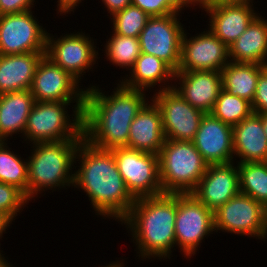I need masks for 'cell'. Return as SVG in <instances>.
Masks as SVG:
<instances>
[{
	"mask_svg": "<svg viewBox=\"0 0 267 267\" xmlns=\"http://www.w3.org/2000/svg\"><path fill=\"white\" fill-rule=\"evenodd\" d=\"M254 0H213L212 4H245L253 6Z\"/></svg>",
	"mask_w": 267,
	"mask_h": 267,
	"instance_id": "obj_39",
	"label": "cell"
},
{
	"mask_svg": "<svg viewBox=\"0 0 267 267\" xmlns=\"http://www.w3.org/2000/svg\"><path fill=\"white\" fill-rule=\"evenodd\" d=\"M164 142L162 114L151 99V102H148L133 119L127 147L158 155Z\"/></svg>",
	"mask_w": 267,
	"mask_h": 267,
	"instance_id": "obj_20",
	"label": "cell"
},
{
	"mask_svg": "<svg viewBox=\"0 0 267 267\" xmlns=\"http://www.w3.org/2000/svg\"><path fill=\"white\" fill-rule=\"evenodd\" d=\"M187 3L193 7L197 4L199 8H202V10L208 6H211L213 3V0H186Z\"/></svg>",
	"mask_w": 267,
	"mask_h": 267,
	"instance_id": "obj_41",
	"label": "cell"
},
{
	"mask_svg": "<svg viewBox=\"0 0 267 267\" xmlns=\"http://www.w3.org/2000/svg\"><path fill=\"white\" fill-rule=\"evenodd\" d=\"M240 192L267 205V162L237 164Z\"/></svg>",
	"mask_w": 267,
	"mask_h": 267,
	"instance_id": "obj_27",
	"label": "cell"
},
{
	"mask_svg": "<svg viewBox=\"0 0 267 267\" xmlns=\"http://www.w3.org/2000/svg\"><path fill=\"white\" fill-rule=\"evenodd\" d=\"M45 54L0 55V94L30 90L38 63Z\"/></svg>",
	"mask_w": 267,
	"mask_h": 267,
	"instance_id": "obj_22",
	"label": "cell"
},
{
	"mask_svg": "<svg viewBox=\"0 0 267 267\" xmlns=\"http://www.w3.org/2000/svg\"><path fill=\"white\" fill-rule=\"evenodd\" d=\"M252 113L251 102L231 95L223 88L220 90L219 96L210 112L212 116L232 127L249 117Z\"/></svg>",
	"mask_w": 267,
	"mask_h": 267,
	"instance_id": "obj_29",
	"label": "cell"
},
{
	"mask_svg": "<svg viewBox=\"0 0 267 267\" xmlns=\"http://www.w3.org/2000/svg\"><path fill=\"white\" fill-rule=\"evenodd\" d=\"M35 0H0V15L32 10Z\"/></svg>",
	"mask_w": 267,
	"mask_h": 267,
	"instance_id": "obj_35",
	"label": "cell"
},
{
	"mask_svg": "<svg viewBox=\"0 0 267 267\" xmlns=\"http://www.w3.org/2000/svg\"><path fill=\"white\" fill-rule=\"evenodd\" d=\"M192 142L208 165L234 161L233 127L210 113L202 117Z\"/></svg>",
	"mask_w": 267,
	"mask_h": 267,
	"instance_id": "obj_16",
	"label": "cell"
},
{
	"mask_svg": "<svg viewBox=\"0 0 267 267\" xmlns=\"http://www.w3.org/2000/svg\"><path fill=\"white\" fill-rule=\"evenodd\" d=\"M176 194L162 193L135 199L129 213L120 221L132 232L139 257L164 260L176 245ZM136 241V242H135Z\"/></svg>",
	"mask_w": 267,
	"mask_h": 267,
	"instance_id": "obj_3",
	"label": "cell"
},
{
	"mask_svg": "<svg viewBox=\"0 0 267 267\" xmlns=\"http://www.w3.org/2000/svg\"><path fill=\"white\" fill-rule=\"evenodd\" d=\"M180 13L150 17L139 35L141 53L153 55L165 62L174 72L181 60L184 25Z\"/></svg>",
	"mask_w": 267,
	"mask_h": 267,
	"instance_id": "obj_9",
	"label": "cell"
},
{
	"mask_svg": "<svg viewBox=\"0 0 267 267\" xmlns=\"http://www.w3.org/2000/svg\"><path fill=\"white\" fill-rule=\"evenodd\" d=\"M129 76L121 83L126 88L136 90H151L158 83H166L174 79L175 72L161 59L153 55L141 53L134 66L130 69Z\"/></svg>",
	"mask_w": 267,
	"mask_h": 267,
	"instance_id": "obj_25",
	"label": "cell"
},
{
	"mask_svg": "<svg viewBox=\"0 0 267 267\" xmlns=\"http://www.w3.org/2000/svg\"><path fill=\"white\" fill-rule=\"evenodd\" d=\"M35 101L73 102L74 109H84L86 90L67 71L44 56L38 63L30 88Z\"/></svg>",
	"mask_w": 267,
	"mask_h": 267,
	"instance_id": "obj_13",
	"label": "cell"
},
{
	"mask_svg": "<svg viewBox=\"0 0 267 267\" xmlns=\"http://www.w3.org/2000/svg\"><path fill=\"white\" fill-rule=\"evenodd\" d=\"M179 13L184 9V7H190L186 0H167Z\"/></svg>",
	"mask_w": 267,
	"mask_h": 267,
	"instance_id": "obj_40",
	"label": "cell"
},
{
	"mask_svg": "<svg viewBox=\"0 0 267 267\" xmlns=\"http://www.w3.org/2000/svg\"><path fill=\"white\" fill-rule=\"evenodd\" d=\"M131 5L139 7L150 17L179 13L167 0H131Z\"/></svg>",
	"mask_w": 267,
	"mask_h": 267,
	"instance_id": "obj_33",
	"label": "cell"
},
{
	"mask_svg": "<svg viewBox=\"0 0 267 267\" xmlns=\"http://www.w3.org/2000/svg\"><path fill=\"white\" fill-rule=\"evenodd\" d=\"M150 16L139 7L130 5L115 13L113 22V32L118 35L139 38Z\"/></svg>",
	"mask_w": 267,
	"mask_h": 267,
	"instance_id": "obj_31",
	"label": "cell"
},
{
	"mask_svg": "<svg viewBox=\"0 0 267 267\" xmlns=\"http://www.w3.org/2000/svg\"><path fill=\"white\" fill-rule=\"evenodd\" d=\"M70 103L72 102L35 101L27 119L24 141L28 139L32 145L77 138L83 132L84 109H73L74 118L70 117L67 112Z\"/></svg>",
	"mask_w": 267,
	"mask_h": 267,
	"instance_id": "obj_6",
	"label": "cell"
},
{
	"mask_svg": "<svg viewBox=\"0 0 267 267\" xmlns=\"http://www.w3.org/2000/svg\"><path fill=\"white\" fill-rule=\"evenodd\" d=\"M29 201L17 187L0 182V213L6 215L11 221L15 220L21 208L24 209Z\"/></svg>",
	"mask_w": 267,
	"mask_h": 267,
	"instance_id": "obj_32",
	"label": "cell"
},
{
	"mask_svg": "<svg viewBox=\"0 0 267 267\" xmlns=\"http://www.w3.org/2000/svg\"><path fill=\"white\" fill-rule=\"evenodd\" d=\"M81 1L83 0H58V12L60 13V15L62 14H69V12L71 13V11L74 12L73 9H76L75 7H77ZM78 4V5H77Z\"/></svg>",
	"mask_w": 267,
	"mask_h": 267,
	"instance_id": "obj_37",
	"label": "cell"
},
{
	"mask_svg": "<svg viewBox=\"0 0 267 267\" xmlns=\"http://www.w3.org/2000/svg\"><path fill=\"white\" fill-rule=\"evenodd\" d=\"M106 58L110 63L130 70L137 58L141 54V47L139 38L122 36L112 33V36L106 41L105 44Z\"/></svg>",
	"mask_w": 267,
	"mask_h": 267,
	"instance_id": "obj_30",
	"label": "cell"
},
{
	"mask_svg": "<svg viewBox=\"0 0 267 267\" xmlns=\"http://www.w3.org/2000/svg\"><path fill=\"white\" fill-rule=\"evenodd\" d=\"M160 86L152 100L162 114V129L165 139L193 141L204 112L194 108L174 89L173 84ZM164 87V88H163Z\"/></svg>",
	"mask_w": 267,
	"mask_h": 267,
	"instance_id": "obj_10",
	"label": "cell"
},
{
	"mask_svg": "<svg viewBox=\"0 0 267 267\" xmlns=\"http://www.w3.org/2000/svg\"><path fill=\"white\" fill-rule=\"evenodd\" d=\"M34 103L30 90L0 94V141L7 142L8 137L17 132L24 137L27 119Z\"/></svg>",
	"mask_w": 267,
	"mask_h": 267,
	"instance_id": "obj_24",
	"label": "cell"
},
{
	"mask_svg": "<svg viewBox=\"0 0 267 267\" xmlns=\"http://www.w3.org/2000/svg\"><path fill=\"white\" fill-rule=\"evenodd\" d=\"M76 161L80 165L74 171L73 186L86 192L95 214L120 222L135 199L125 186L112 151L92 146L83 138L76 151L77 164Z\"/></svg>",
	"mask_w": 267,
	"mask_h": 267,
	"instance_id": "obj_2",
	"label": "cell"
},
{
	"mask_svg": "<svg viewBox=\"0 0 267 267\" xmlns=\"http://www.w3.org/2000/svg\"><path fill=\"white\" fill-rule=\"evenodd\" d=\"M214 227L218 231L240 236L266 239L264 206L239 192L214 211Z\"/></svg>",
	"mask_w": 267,
	"mask_h": 267,
	"instance_id": "obj_11",
	"label": "cell"
},
{
	"mask_svg": "<svg viewBox=\"0 0 267 267\" xmlns=\"http://www.w3.org/2000/svg\"><path fill=\"white\" fill-rule=\"evenodd\" d=\"M229 62V47L210 30L190 38L184 32L178 71L221 72Z\"/></svg>",
	"mask_w": 267,
	"mask_h": 267,
	"instance_id": "obj_15",
	"label": "cell"
},
{
	"mask_svg": "<svg viewBox=\"0 0 267 267\" xmlns=\"http://www.w3.org/2000/svg\"><path fill=\"white\" fill-rule=\"evenodd\" d=\"M234 156L239 162H267V138L265 137L262 116L252 113L233 126Z\"/></svg>",
	"mask_w": 267,
	"mask_h": 267,
	"instance_id": "obj_21",
	"label": "cell"
},
{
	"mask_svg": "<svg viewBox=\"0 0 267 267\" xmlns=\"http://www.w3.org/2000/svg\"><path fill=\"white\" fill-rule=\"evenodd\" d=\"M52 36L47 33L45 56L80 82L83 73L93 69L98 59L94 40L83 32L69 33L59 38Z\"/></svg>",
	"mask_w": 267,
	"mask_h": 267,
	"instance_id": "obj_14",
	"label": "cell"
},
{
	"mask_svg": "<svg viewBox=\"0 0 267 267\" xmlns=\"http://www.w3.org/2000/svg\"><path fill=\"white\" fill-rule=\"evenodd\" d=\"M111 151L125 186L134 199L163 193L157 154L128 147Z\"/></svg>",
	"mask_w": 267,
	"mask_h": 267,
	"instance_id": "obj_7",
	"label": "cell"
},
{
	"mask_svg": "<svg viewBox=\"0 0 267 267\" xmlns=\"http://www.w3.org/2000/svg\"><path fill=\"white\" fill-rule=\"evenodd\" d=\"M114 90L108 95L98 86H89L85 92L84 139L101 149L127 147L131 123L149 102L143 90L126 88L121 83Z\"/></svg>",
	"mask_w": 267,
	"mask_h": 267,
	"instance_id": "obj_1",
	"label": "cell"
},
{
	"mask_svg": "<svg viewBox=\"0 0 267 267\" xmlns=\"http://www.w3.org/2000/svg\"><path fill=\"white\" fill-rule=\"evenodd\" d=\"M239 192V172L233 161L208 165L192 194L214 212Z\"/></svg>",
	"mask_w": 267,
	"mask_h": 267,
	"instance_id": "obj_17",
	"label": "cell"
},
{
	"mask_svg": "<svg viewBox=\"0 0 267 267\" xmlns=\"http://www.w3.org/2000/svg\"><path fill=\"white\" fill-rule=\"evenodd\" d=\"M229 59L232 62L267 66V19L265 20L260 13L229 46Z\"/></svg>",
	"mask_w": 267,
	"mask_h": 267,
	"instance_id": "obj_23",
	"label": "cell"
},
{
	"mask_svg": "<svg viewBox=\"0 0 267 267\" xmlns=\"http://www.w3.org/2000/svg\"><path fill=\"white\" fill-rule=\"evenodd\" d=\"M251 105L253 113H267V67L258 77L256 93Z\"/></svg>",
	"mask_w": 267,
	"mask_h": 267,
	"instance_id": "obj_34",
	"label": "cell"
},
{
	"mask_svg": "<svg viewBox=\"0 0 267 267\" xmlns=\"http://www.w3.org/2000/svg\"><path fill=\"white\" fill-rule=\"evenodd\" d=\"M173 89L194 108L210 113L222 89L221 72L177 71L174 74Z\"/></svg>",
	"mask_w": 267,
	"mask_h": 267,
	"instance_id": "obj_18",
	"label": "cell"
},
{
	"mask_svg": "<svg viewBox=\"0 0 267 267\" xmlns=\"http://www.w3.org/2000/svg\"><path fill=\"white\" fill-rule=\"evenodd\" d=\"M12 224V221L4 214L0 213V239L3 236V233H6V229L8 230L7 227Z\"/></svg>",
	"mask_w": 267,
	"mask_h": 267,
	"instance_id": "obj_38",
	"label": "cell"
},
{
	"mask_svg": "<svg viewBox=\"0 0 267 267\" xmlns=\"http://www.w3.org/2000/svg\"><path fill=\"white\" fill-rule=\"evenodd\" d=\"M266 67L256 63L230 61L221 70L222 88L231 95L244 98L252 103L258 77Z\"/></svg>",
	"mask_w": 267,
	"mask_h": 267,
	"instance_id": "obj_26",
	"label": "cell"
},
{
	"mask_svg": "<svg viewBox=\"0 0 267 267\" xmlns=\"http://www.w3.org/2000/svg\"><path fill=\"white\" fill-rule=\"evenodd\" d=\"M158 157L163 193H192L208 167L192 141L165 139Z\"/></svg>",
	"mask_w": 267,
	"mask_h": 267,
	"instance_id": "obj_5",
	"label": "cell"
},
{
	"mask_svg": "<svg viewBox=\"0 0 267 267\" xmlns=\"http://www.w3.org/2000/svg\"><path fill=\"white\" fill-rule=\"evenodd\" d=\"M174 228L176 246L186 258H190L196 254L202 240L215 231L214 212L192 193L176 194Z\"/></svg>",
	"mask_w": 267,
	"mask_h": 267,
	"instance_id": "obj_8",
	"label": "cell"
},
{
	"mask_svg": "<svg viewBox=\"0 0 267 267\" xmlns=\"http://www.w3.org/2000/svg\"><path fill=\"white\" fill-rule=\"evenodd\" d=\"M245 4H212L204 8L209 15V30L228 47L246 30L258 15Z\"/></svg>",
	"mask_w": 267,
	"mask_h": 267,
	"instance_id": "obj_19",
	"label": "cell"
},
{
	"mask_svg": "<svg viewBox=\"0 0 267 267\" xmlns=\"http://www.w3.org/2000/svg\"><path fill=\"white\" fill-rule=\"evenodd\" d=\"M47 33L32 10L0 15V55L46 52Z\"/></svg>",
	"mask_w": 267,
	"mask_h": 267,
	"instance_id": "obj_12",
	"label": "cell"
},
{
	"mask_svg": "<svg viewBox=\"0 0 267 267\" xmlns=\"http://www.w3.org/2000/svg\"><path fill=\"white\" fill-rule=\"evenodd\" d=\"M104 6L107 8L109 17L113 16L115 13L123 10L125 7L131 5V0H102Z\"/></svg>",
	"mask_w": 267,
	"mask_h": 267,
	"instance_id": "obj_36",
	"label": "cell"
},
{
	"mask_svg": "<svg viewBox=\"0 0 267 267\" xmlns=\"http://www.w3.org/2000/svg\"><path fill=\"white\" fill-rule=\"evenodd\" d=\"M1 252L2 251H0V267H12V265H10V262L8 263Z\"/></svg>",
	"mask_w": 267,
	"mask_h": 267,
	"instance_id": "obj_42",
	"label": "cell"
},
{
	"mask_svg": "<svg viewBox=\"0 0 267 267\" xmlns=\"http://www.w3.org/2000/svg\"><path fill=\"white\" fill-rule=\"evenodd\" d=\"M264 215H265V229H266V238H267V205L264 207Z\"/></svg>",
	"mask_w": 267,
	"mask_h": 267,
	"instance_id": "obj_45",
	"label": "cell"
},
{
	"mask_svg": "<svg viewBox=\"0 0 267 267\" xmlns=\"http://www.w3.org/2000/svg\"><path fill=\"white\" fill-rule=\"evenodd\" d=\"M10 150L6 141H0V182L17 187L28 198V160Z\"/></svg>",
	"mask_w": 267,
	"mask_h": 267,
	"instance_id": "obj_28",
	"label": "cell"
},
{
	"mask_svg": "<svg viewBox=\"0 0 267 267\" xmlns=\"http://www.w3.org/2000/svg\"><path fill=\"white\" fill-rule=\"evenodd\" d=\"M84 133L71 140L38 142L28 156V199L74 184L75 156Z\"/></svg>",
	"mask_w": 267,
	"mask_h": 267,
	"instance_id": "obj_4",
	"label": "cell"
},
{
	"mask_svg": "<svg viewBox=\"0 0 267 267\" xmlns=\"http://www.w3.org/2000/svg\"><path fill=\"white\" fill-rule=\"evenodd\" d=\"M260 115L262 116V123H263L265 137L267 138V113H262Z\"/></svg>",
	"mask_w": 267,
	"mask_h": 267,
	"instance_id": "obj_43",
	"label": "cell"
},
{
	"mask_svg": "<svg viewBox=\"0 0 267 267\" xmlns=\"http://www.w3.org/2000/svg\"><path fill=\"white\" fill-rule=\"evenodd\" d=\"M102 267V266H101ZM104 267H124V263L123 262H119V261H115V263L111 262V264L107 265V266H104Z\"/></svg>",
	"mask_w": 267,
	"mask_h": 267,
	"instance_id": "obj_44",
	"label": "cell"
}]
</instances>
